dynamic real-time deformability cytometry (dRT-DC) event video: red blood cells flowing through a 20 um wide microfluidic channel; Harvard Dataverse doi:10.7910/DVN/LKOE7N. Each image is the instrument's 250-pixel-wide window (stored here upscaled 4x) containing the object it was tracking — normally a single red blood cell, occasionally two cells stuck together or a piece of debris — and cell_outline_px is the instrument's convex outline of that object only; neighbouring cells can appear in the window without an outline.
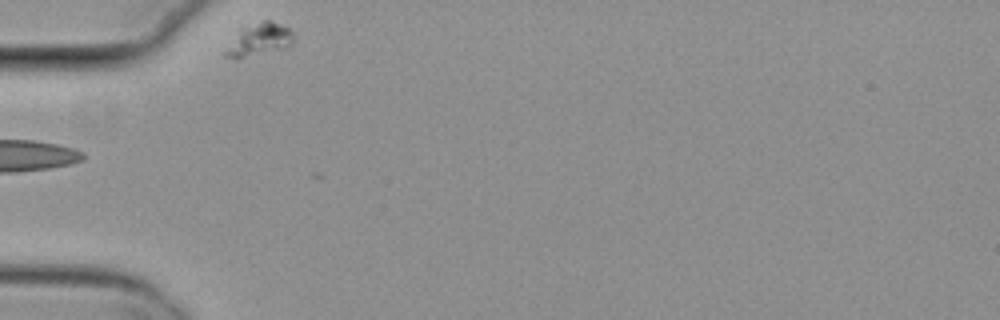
{"species": "common noctule bat (a hibernating species)", "species_latin": "Nyctalus noctula", "temperature_condition": "cold", "stored_images_in_passage": 7, "segment_of_instrument_passage": [2, 2], "camera_frame_rate_fps": 3000, "um_per_image_px": 0.085, "animal": {"sex": "female", "body_mass_g": 29.2, "forearm_length_mm": 56.3}, "frame": {"image": 1, "passage_image": 3, "time_ms": 0.667, "image_size_px": [1000, 320], "cell_outline_px": [[292, 44], [288, 48], [244, 56], [224, 56], [224, 52], [240, 32], [264, 20], [268, 20], [280, 24], [288, 28], [292, 32]], "centroid_in_image_um": [22.14, 3.37], "position_along_channel_um": 62.9, "area_um2": 11.73}}
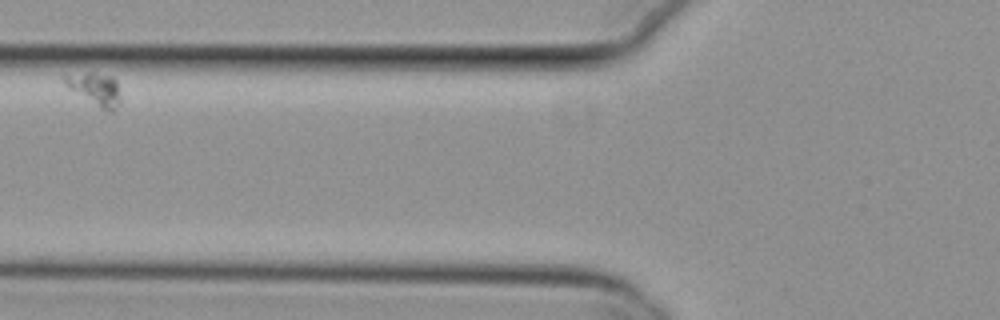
{"frame": {"image": 2, "passage_image": 5, "time_ms": 1.333, "image_size_px": [1000, 320], "cell_outline_px": [[120, 104], [116, 108], [104, 108], [68, 88], [60, 76], [88, 72], [92, 72], [112, 76], [116, 80], [120, 96]], "centroid_in_image_um": [8.07, 7.49], "position_along_channel_um": 117.7, "area_um2": 10.12}}
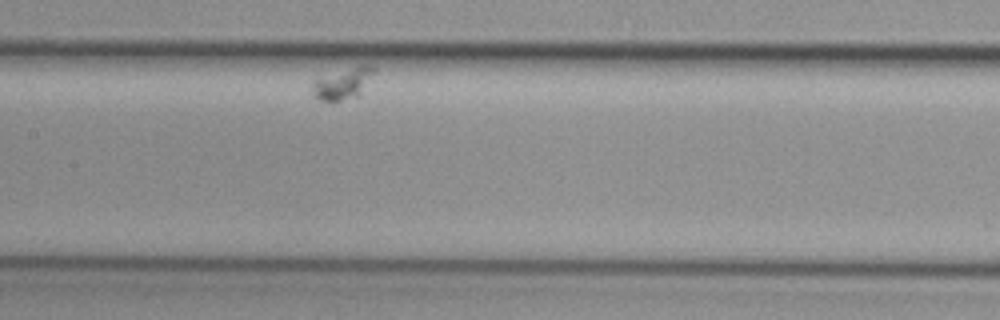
{"frame": {"image": 3, "passage_image": 7, "time_ms": 2.0, "image_size_px": [1000, 320], "cell_outline_px": [[376, 72], [360, 96], [332, 104], [328, 104], [320, 100], [312, 92], [312, 80], [360, 64], [364, 64], [376, 68]], "centroid_in_image_um": [29.17, 7.14], "position_along_channel_um": 178.2, "area_um2": 11.85}}